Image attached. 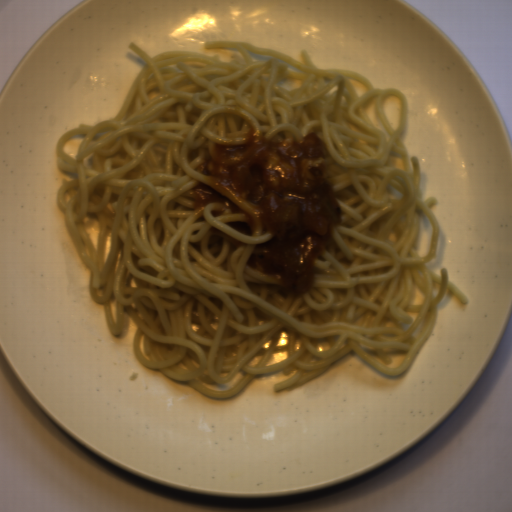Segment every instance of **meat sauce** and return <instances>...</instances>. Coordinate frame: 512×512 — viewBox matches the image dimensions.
Here are the masks:
<instances>
[{"label": "meat sauce", "instance_id": "obj_1", "mask_svg": "<svg viewBox=\"0 0 512 512\" xmlns=\"http://www.w3.org/2000/svg\"><path fill=\"white\" fill-rule=\"evenodd\" d=\"M323 150L315 131L303 141H273L250 128L242 144L214 145L210 173L204 162L196 170L212 184L193 188L194 218L207 204L221 203L244 216L255 234H270L256 245L254 260L284 299L313 288L314 260L342 224Z\"/></svg>", "mask_w": 512, "mask_h": 512}]
</instances>
